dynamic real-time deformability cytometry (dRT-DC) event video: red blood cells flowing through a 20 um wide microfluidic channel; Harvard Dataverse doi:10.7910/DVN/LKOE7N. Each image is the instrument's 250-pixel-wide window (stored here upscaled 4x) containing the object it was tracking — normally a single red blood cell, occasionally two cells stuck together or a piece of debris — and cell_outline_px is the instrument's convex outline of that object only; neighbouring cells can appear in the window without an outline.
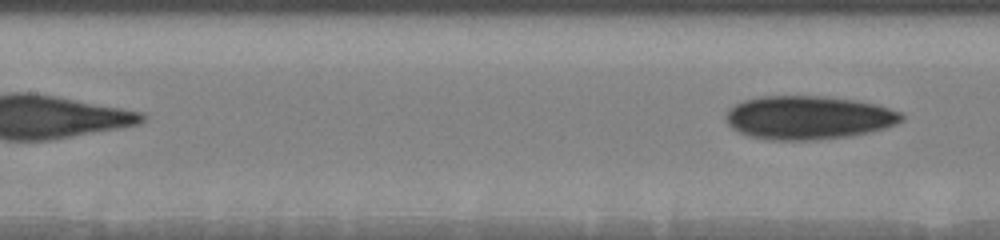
{"species": "human", "species_latin": "Homo sapiens", "temperature_condition": "warm", "stored_images_in_passage": 11, "segment_of_instrument_passage": [2, 2], "camera_frame_rate_fps": 3000, "um_per_image_px": 0.085, "donor": {"sex": "male"}, "frame": {"image": 1, "passage_image": 11, "time_ms": 7.0, "image_size_px": [1000, 240], "cell_outline_px": [[904, 120], [896, 124], [884, 128], [852, 136], [812, 140], [772, 140], [748, 136], [732, 128], [728, 124], [724, 116], [724, 112], [728, 108], [744, 100], [760, 96], [828, 96], [856, 100], [876, 104], [900, 112], [904, 116]], "centroid_in_image_um": [68.69, 9.99], "position_along_channel_um": 138.7, "area_um2": 44.85}}